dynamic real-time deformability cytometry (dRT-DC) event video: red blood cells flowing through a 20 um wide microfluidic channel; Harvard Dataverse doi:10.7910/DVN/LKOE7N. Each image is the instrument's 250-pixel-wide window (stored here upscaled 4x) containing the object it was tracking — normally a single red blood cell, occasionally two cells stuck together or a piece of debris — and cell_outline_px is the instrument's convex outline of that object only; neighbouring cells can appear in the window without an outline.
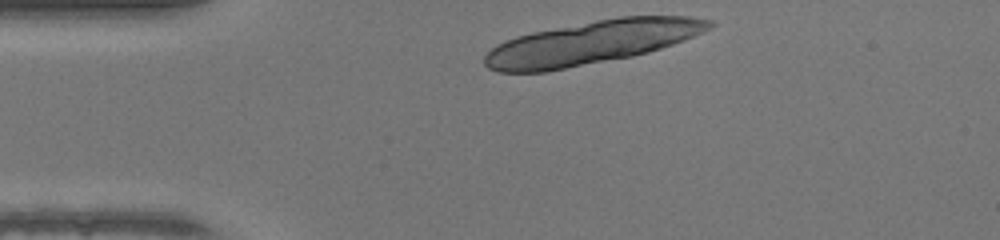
{"species": "human", "species_latin": "Homo sapiens", "temperature_condition": "warm", "stored_images_in_passage": 7, "camera_frame_rate_fps": 3000, "um_per_image_px": 0.085, "donor": {"sex": "female"}, "frame": {"image": 1, "passage_image": 1, "time_ms": 0.0, "image_size_px": [1000, 240], "cell_outline_px": [[716, 24], [712, 28], [684, 40], [648, 52], [632, 56], [548, 72], [500, 72], [488, 68], [484, 64], [484, 56], [496, 44], [516, 36], [532, 32], [596, 20], [620, 16], [688, 16], [712, 20]], "centroid_in_image_um": [50.28, 3.62], "position_along_channel_um": 34.7, "area_um2": 56.82}}